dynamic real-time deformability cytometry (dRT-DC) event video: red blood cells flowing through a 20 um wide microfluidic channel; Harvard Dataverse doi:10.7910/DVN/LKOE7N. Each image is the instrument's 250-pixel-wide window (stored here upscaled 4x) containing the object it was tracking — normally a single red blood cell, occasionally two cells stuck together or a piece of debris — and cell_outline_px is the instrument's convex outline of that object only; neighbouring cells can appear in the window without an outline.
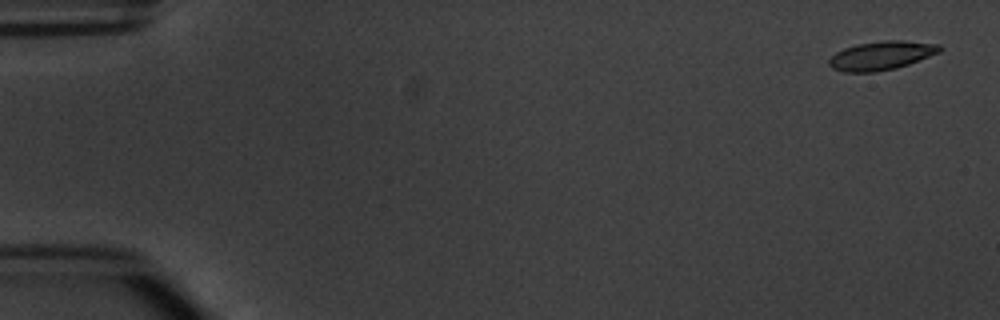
{"species": "common noctule bat (a hibernating species)", "species_latin": "Nyctalus noctula", "temperature_condition": "warm", "stored_images_in_passage": 4, "camera_frame_rate_fps": 3000, "um_per_image_px": 0.085, "animal": {"sex": "male", "body_mass_g": 20.1, "forearm_length_mm": 53.5}, "frame": {"image": 1, "passage_image": 1, "time_ms": 0.0, "image_size_px": [1000, 320], "cell_outline_px": [[944, 48], [940, 52], [908, 64], [896, 68], [872, 72], [844, 72], [832, 68], [828, 64], [828, 60], [836, 52], [844, 48], [856, 44], [884, 40], [904, 40], [940, 44]], "centroid_in_image_um": [74.93, 4.71], "position_along_channel_um": 10.1, "area_um2": 18.61}}